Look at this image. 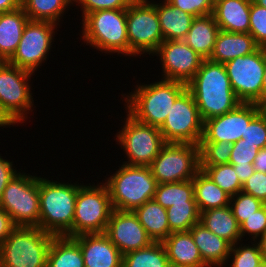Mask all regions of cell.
I'll use <instances>...</instances> for the list:
<instances>
[{
  "instance_id": "obj_1",
  "label": "cell",
  "mask_w": 266,
  "mask_h": 267,
  "mask_svg": "<svg viewBox=\"0 0 266 267\" xmlns=\"http://www.w3.org/2000/svg\"><path fill=\"white\" fill-rule=\"evenodd\" d=\"M203 121L234 110L241 102L231 88L224 64L204 59L187 83Z\"/></svg>"
},
{
  "instance_id": "obj_2",
  "label": "cell",
  "mask_w": 266,
  "mask_h": 267,
  "mask_svg": "<svg viewBox=\"0 0 266 267\" xmlns=\"http://www.w3.org/2000/svg\"><path fill=\"white\" fill-rule=\"evenodd\" d=\"M149 83L140 82L127 95L122 93V101L126 102L125 110L137 121L160 128L187 84L160 78L157 82Z\"/></svg>"
},
{
  "instance_id": "obj_3",
  "label": "cell",
  "mask_w": 266,
  "mask_h": 267,
  "mask_svg": "<svg viewBox=\"0 0 266 267\" xmlns=\"http://www.w3.org/2000/svg\"><path fill=\"white\" fill-rule=\"evenodd\" d=\"M52 179L39 176V228L55 236L73 237L78 182Z\"/></svg>"
},
{
  "instance_id": "obj_4",
  "label": "cell",
  "mask_w": 266,
  "mask_h": 267,
  "mask_svg": "<svg viewBox=\"0 0 266 267\" xmlns=\"http://www.w3.org/2000/svg\"><path fill=\"white\" fill-rule=\"evenodd\" d=\"M80 39L105 54L129 57L127 9L98 10L82 18Z\"/></svg>"
},
{
  "instance_id": "obj_5",
  "label": "cell",
  "mask_w": 266,
  "mask_h": 267,
  "mask_svg": "<svg viewBox=\"0 0 266 267\" xmlns=\"http://www.w3.org/2000/svg\"><path fill=\"white\" fill-rule=\"evenodd\" d=\"M115 173L106 177V184L113 209L134 211L148 200L153 199L157 181L149 166L122 163Z\"/></svg>"
},
{
  "instance_id": "obj_6",
  "label": "cell",
  "mask_w": 266,
  "mask_h": 267,
  "mask_svg": "<svg viewBox=\"0 0 266 267\" xmlns=\"http://www.w3.org/2000/svg\"><path fill=\"white\" fill-rule=\"evenodd\" d=\"M54 236L39 227L16 226L0 245V267H46Z\"/></svg>"
},
{
  "instance_id": "obj_7",
  "label": "cell",
  "mask_w": 266,
  "mask_h": 267,
  "mask_svg": "<svg viewBox=\"0 0 266 267\" xmlns=\"http://www.w3.org/2000/svg\"><path fill=\"white\" fill-rule=\"evenodd\" d=\"M78 183L75 203L73 237L81 234L105 233L114 210L104 182L96 185Z\"/></svg>"
},
{
  "instance_id": "obj_8",
  "label": "cell",
  "mask_w": 266,
  "mask_h": 267,
  "mask_svg": "<svg viewBox=\"0 0 266 267\" xmlns=\"http://www.w3.org/2000/svg\"><path fill=\"white\" fill-rule=\"evenodd\" d=\"M0 207L16 226L39 227V177L23 170L17 172L4 189Z\"/></svg>"
},
{
  "instance_id": "obj_9",
  "label": "cell",
  "mask_w": 266,
  "mask_h": 267,
  "mask_svg": "<svg viewBox=\"0 0 266 267\" xmlns=\"http://www.w3.org/2000/svg\"><path fill=\"white\" fill-rule=\"evenodd\" d=\"M129 57L151 55L164 41L154 0H133L127 7Z\"/></svg>"
},
{
  "instance_id": "obj_10",
  "label": "cell",
  "mask_w": 266,
  "mask_h": 267,
  "mask_svg": "<svg viewBox=\"0 0 266 267\" xmlns=\"http://www.w3.org/2000/svg\"><path fill=\"white\" fill-rule=\"evenodd\" d=\"M32 76L8 61L0 64V108L15 125L25 123L33 111Z\"/></svg>"
},
{
  "instance_id": "obj_11",
  "label": "cell",
  "mask_w": 266,
  "mask_h": 267,
  "mask_svg": "<svg viewBox=\"0 0 266 267\" xmlns=\"http://www.w3.org/2000/svg\"><path fill=\"white\" fill-rule=\"evenodd\" d=\"M121 130L116 133V144L126 154L128 161L122 163L137 166H149L161 148L166 144L157 127L141 123L127 111Z\"/></svg>"
},
{
  "instance_id": "obj_12",
  "label": "cell",
  "mask_w": 266,
  "mask_h": 267,
  "mask_svg": "<svg viewBox=\"0 0 266 267\" xmlns=\"http://www.w3.org/2000/svg\"><path fill=\"white\" fill-rule=\"evenodd\" d=\"M149 167L157 184L192 180L200 170L199 144L166 143Z\"/></svg>"
},
{
  "instance_id": "obj_13",
  "label": "cell",
  "mask_w": 266,
  "mask_h": 267,
  "mask_svg": "<svg viewBox=\"0 0 266 267\" xmlns=\"http://www.w3.org/2000/svg\"><path fill=\"white\" fill-rule=\"evenodd\" d=\"M204 121L191 92L186 88L175 100L159 128L166 143L200 144Z\"/></svg>"
},
{
  "instance_id": "obj_14",
  "label": "cell",
  "mask_w": 266,
  "mask_h": 267,
  "mask_svg": "<svg viewBox=\"0 0 266 267\" xmlns=\"http://www.w3.org/2000/svg\"><path fill=\"white\" fill-rule=\"evenodd\" d=\"M231 88L241 103L262 106L265 51L259 47L253 53L236 57L224 64Z\"/></svg>"
},
{
  "instance_id": "obj_15",
  "label": "cell",
  "mask_w": 266,
  "mask_h": 267,
  "mask_svg": "<svg viewBox=\"0 0 266 267\" xmlns=\"http://www.w3.org/2000/svg\"><path fill=\"white\" fill-rule=\"evenodd\" d=\"M49 21L29 20L23 30L16 52L8 60L12 65L35 74L47 62L58 27Z\"/></svg>"
},
{
  "instance_id": "obj_16",
  "label": "cell",
  "mask_w": 266,
  "mask_h": 267,
  "mask_svg": "<svg viewBox=\"0 0 266 267\" xmlns=\"http://www.w3.org/2000/svg\"><path fill=\"white\" fill-rule=\"evenodd\" d=\"M151 56L160 60L161 79L185 84L197 73L204 60L183 40L163 41Z\"/></svg>"
},
{
  "instance_id": "obj_17",
  "label": "cell",
  "mask_w": 266,
  "mask_h": 267,
  "mask_svg": "<svg viewBox=\"0 0 266 267\" xmlns=\"http://www.w3.org/2000/svg\"><path fill=\"white\" fill-rule=\"evenodd\" d=\"M264 107L240 103L234 110L204 121L200 142L225 141L234 144L245 135L246 126Z\"/></svg>"
},
{
  "instance_id": "obj_18",
  "label": "cell",
  "mask_w": 266,
  "mask_h": 267,
  "mask_svg": "<svg viewBox=\"0 0 266 267\" xmlns=\"http://www.w3.org/2000/svg\"><path fill=\"white\" fill-rule=\"evenodd\" d=\"M105 234L122 255L147 247L153 242L133 211L114 209Z\"/></svg>"
},
{
  "instance_id": "obj_19",
  "label": "cell",
  "mask_w": 266,
  "mask_h": 267,
  "mask_svg": "<svg viewBox=\"0 0 266 267\" xmlns=\"http://www.w3.org/2000/svg\"><path fill=\"white\" fill-rule=\"evenodd\" d=\"M80 245L85 267H122L123 255L105 233L73 237Z\"/></svg>"
},
{
  "instance_id": "obj_20",
  "label": "cell",
  "mask_w": 266,
  "mask_h": 267,
  "mask_svg": "<svg viewBox=\"0 0 266 267\" xmlns=\"http://www.w3.org/2000/svg\"><path fill=\"white\" fill-rule=\"evenodd\" d=\"M203 261L209 267H224L232 245L208 230L200 222L189 229Z\"/></svg>"
},
{
  "instance_id": "obj_21",
  "label": "cell",
  "mask_w": 266,
  "mask_h": 267,
  "mask_svg": "<svg viewBox=\"0 0 266 267\" xmlns=\"http://www.w3.org/2000/svg\"><path fill=\"white\" fill-rule=\"evenodd\" d=\"M162 244L171 267H209L203 261L190 231L172 232Z\"/></svg>"
},
{
  "instance_id": "obj_22",
  "label": "cell",
  "mask_w": 266,
  "mask_h": 267,
  "mask_svg": "<svg viewBox=\"0 0 266 267\" xmlns=\"http://www.w3.org/2000/svg\"><path fill=\"white\" fill-rule=\"evenodd\" d=\"M251 0H220L212 15L221 31L249 33Z\"/></svg>"
},
{
  "instance_id": "obj_23",
  "label": "cell",
  "mask_w": 266,
  "mask_h": 267,
  "mask_svg": "<svg viewBox=\"0 0 266 267\" xmlns=\"http://www.w3.org/2000/svg\"><path fill=\"white\" fill-rule=\"evenodd\" d=\"M259 46L249 33L219 31L209 60L225 64L236 57L246 56Z\"/></svg>"
},
{
  "instance_id": "obj_24",
  "label": "cell",
  "mask_w": 266,
  "mask_h": 267,
  "mask_svg": "<svg viewBox=\"0 0 266 267\" xmlns=\"http://www.w3.org/2000/svg\"><path fill=\"white\" fill-rule=\"evenodd\" d=\"M29 20L22 7L0 13V55L6 61L16 52L23 30Z\"/></svg>"
},
{
  "instance_id": "obj_25",
  "label": "cell",
  "mask_w": 266,
  "mask_h": 267,
  "mask_svg": "<svg viewBox=\"0 0 266 267\" xmlns=\"http://www.w3.org/2000/svg\"><path fill=\"white\" fill-rule=\"evenodd\" d=\"M219 31L220 29L212 14L195 17L183 41L203 59H209Z\"/></svg>"
},
{
  "instance_id": "obj_26",
  "label": "cell",
  "mask_w": 266,
  "mask_h": 267,
  "mask_svg": "<svg viewBox=\"0 0 266 267\" xmlns=\"http://www.w3.org/2000/svg\"><path fill=\"white\" fill-rule=\"evenodd\" d=\"M158 1H156V11L164 41L183 40L187 36L195 17L173 7L166 0Z\"/></svg>"
},
{
  "instance_id": "obj_27",
  "label": "cell",
  "mask_w": 266,
  "mask_h": 267,
  "mask_svg": "<svg viewBox=\"0 0 266 267\" xmlns=\"http://www.w3.org/2000/svg\"><path fill=\"white\" fill-rule=\"evenodd\" d=\"M200 223L231 245L244 240L241 238L240 225L229 205L200 212Z\"/></svg>"
},
{
  "instance_id": "obj_28",
  "label": "cell",
  "mask_w": 266,
  "mask_h": 267,
  "mask_svg": "<svg viewBox=\"0 0 266 267\" xmlns=\"http://www.w3.org/2000/svg\"><path fill=\"white\" fill-rule=\"evenodd\" d=\"M153 242H163L170 234L167 211L154 199L133 211Z\"/></svg>"
},
{
  "instance_id": "obj_29",
  "label": "cell",
  "mask_w": 266,
  "mask_h": 267,
  "mask_svg": "<svg viewBox=\"0 0 266 267\" xmlns=\"http://www.w3.org/2000/svg\"><path fill=\"white\" fill-rule=\"evenodd\" d=\"M46 267H85L79 243L73 237L54 236Z\"/></svg>"
},
{
  "instance_id": "obj_30",
  "label": "cell",
  "mask_w": 266,
  "mask_h": 267,
  "mask_svg": "<svg viewBox=\"0 0 266 267\" xmlns=\"http://www.w3.org/2000/svg\"><path fill=\"white\" fill-rule=\"evenodd\" d=\"M194 198L199 212L228 206L231 196L215 184L202 170L193 178Z\"/></svg>"
},
{
  "instance_id": "obj_31",
  "label": "cell",
  "mask_w": 266,
  "mask_h": 267,
  "mask_svg": "<svg viewBox=\"0 0 266 267\" xmlns=\"http://www.w3.org/2000/svg\"><path fill=\"white\" fill-rule=\"evenodd\" d=\"M70 5H75L74 0H21V7L30 20L49 21L57 25H60L61 19L64 21L62 17Z\"/></svg>"
},
{
  "instance_id": "obj_32",
  "label": "cell",
  "mask_w": 266,
  "mask_h": 267,
  "mask_svg": "<svg viewBox=\"0 0 266 267\" xmlns=\"http://www.w3.org/2000/svg\"><path fill=\"white\" fill-rule=\"evenodd\" d=\"M122 267H171L162 242L123 255Z\"/></svg>"
},
{
  "instance_id": "obj_33",
  "label": "cell",
  "mask_w": 266,
  "mask_h": 267,
  "mask_svg": "<svg viewBox=\"0 0 266 267\" xmlns=\"http://www.w3.org/2000/svg\"><path fill=\"white\" fill-rule=\"evenodd\" d=\"M153 199L165 209L174 204L195 201L193 179L181 182L157 184Z\"/></svg>"
},
{
  "instance_id": "obj_34",
  "label": "cell",
  "mask_w": 266,
  "mask_h": 267,
  "mask_svg": "<svg viewBox=\"0 0 266 267\" xmlns=\"http://www.w3.org/2000/svg\"><path fill=\"white\" fill-rule=\"evenodd\" d=\"M167 220L172 232L189 231V229L200 222V212L196 201L174 204L166 209Z\"/></svg>"
},
{
  "instance_id": "obj_35",
  "label": "cell",
  "mask_w": 266,
  "mask_h": 267,
  "mask_svg": "<svg viewBox=\"0 0 266 267\" xmlns=\"http://www.w3.org/2000/svg\"><path fill=\"white\" fill-rule=\"evenodd\" d=\"M200 170L230 196L242 191L243 184L239 181L233 165L200 166Z\"/></svg>"
},
{
  "instance_id": "obj_36",
  "label": "cell",
  "mask_w": 266,
  "mask_h": 267,
  "mask_svg": "<svg viewBox=\"0 0 266 267\" xmlns=\"http://www.w3.org/2000/svg\"><path fill=\"white\" fill-rule=\"evenodd\" d=\"M250 242L244 245L242 241H240L232 245L228 260L224 266L255 267L263 258L258 243L256 241Z\"/></svg>"
},
{
  "instance_id": "obj_37",
  "label": "cell",
  "mask_w": 266,
  "mask_h": 267,
  "mask_svg": "<svg viewBox=\"0 0 266 267\" xmlns=\"http://www.w3.org/2000/svg\"><path fill=\"white\" fill-rule=\"evenodd\" d=\"M232 144L228 142H200V166L229 164Z\"/></svg>"
},
{
  "instance_id": "obj_38",
  "label": "cell",
  "mask_w": 266,
  "mask_h": 267,
  "mask_svg": "<svg viewBox=\"0 0 266 267\" xmlns=\"http://www.w3.org/2000/svg\"><path fill=\"white\" fill-rule=\"evenodd\" d=\"M263 205L264 203L261 200L242 191L231 196L229 203L232 213L239 225L247 218L251 217L255 211L259 210Z\"/></svg>"
},
{
  "instance_id": "obj_39",
  "label": "cell",
  "mask_w": 266,
  "mask_h": 267,
  "mask_svg": "<svg viewBox=\"0 0 266 267\" xmlns=\"http://www.w3.org/2000/svg\"><path fill=\"white\" fill-rule=\"evenodd\" d=\"M249 34L259 47L266 45V8L251 0Z\"/></svg>"
},
{
  "instance_id": "obj_40",
  "label": "cell",
  "mask_w": 266,
  "mask_h": 267,
  "mask_svg": "<svg viewBox=\"0 0 266 267\" xmlns=\"http://www.w3.org/2000/svg\"><path fill=\"white\" fill-rule=\"evenodd\" d=\"M240 233L241 238L249 236L245 241L249 240L250 237L251 241H257L266 233V204L240 225Z\"/></svg>"
},
{
  "instance_id": "obj_41",
  "label": "cell",
  "mask_w": 266,
  "mask_h": 267,
  "mask_svg": "<svg viewBox=\"0 0 266 267\" xmlns=\"http://www.w3.org/2000/svg\"><path fill=\"white\" fill-rule=\"evenodd\" d=\"M245 142L255 144L259 149L266 147V108L264 107L246 126Z\"/></svg>"
},
{
  "instance_id": "obj_42",
  "label": "cell",
  "mask_w": 266,
  "mask_h": 267,
  "mask_svg": "<svg viewBox=\"0 0 266 267\" xmlns=\"http://www.w3.org/2000/svg\"><path fill=\"white\" fill-rule=\"evenodd\" d=\"M133 0H74L82 11V18L98 10L127 9Z\"/></svg>"
},
{
  "instance_id": "obj_43",
  "label": "cell",
  "mask_w": 266,
  "mask_h": 267,
  "mask_svg": "<svg viewBox=\"0 0 266 267\" xmlns=\"http://www.w3.org/2000/svg\"><path fill=\"white\" fill-rule=\"evenodd\" d=\"M258 151L259 148L255 144L240 139L232 144L229 164L247 165V163H253Z\"/></svg>"
},
{
  "instance_id": "obj_44",
  "label": "cell",
  "mask_w": 266,
  "mask_h": 267,
  "mask_svg": "<svg viewBox=\"0 0 266 267\" xmlns=\"http://www.w3.org/2000/svg\"><path fill=\"white\" fill-rule=\"evenodd\" d=\"M173 7L191 14L194 17L210 15L213 12L212 0H166Z\"/></svg>"
},
{
  "instance_id": "obj_45",
  "label": "cell",
  "mask_w": 266,
  "mask_h": 267,
  "mask_svg": "<svg viewBox=\"0 0 266 267\" xmlns=\"http://www.w3.org/2000/svg\"><path fill=\"white\" fill-rule=\"evenodd\" d=\"M242 192L266 204V173L255 171L242 186Z\"/></svg>"
},
{
  "instance_id": "obj_46",
  "label": "cell",
  "mask_w": 266,
  "mask_h": 267,
  "mask_svg": "<svg viewBox=\"0 0 266 267\" xmlns=\"http://www.w3.org/2000/svg\"><path fill=\"white\" fill-rule=\"evenodd\" d=\"M1 155L2 154H0V199L8 182L17 172H19L15 168V164H13L14 162L7 160V158L3 159Z\"/></svg>"
},
{
  "instance_id": "obj_47",
  "label": "cell",
  "mask_w": 266,
  "mask_h": 267,
  "mask_svg": "<svg viewBox=\"0 0 266 267\" xmlns=\"http://www.w3.org/2000/svg\"><path fill=\"white\" fill-rule=\"evenodd\" d=\"M15 227L16 225L11 216L0 207V245L6 240Z\"/></svg>"
},
{
  "instance_id": "obj_48",
  "label": "cell",
  "mask_w": 266,
  "mask_h": 267,
  "mask_svg": "<svg viewBox=\"0 0 266 267\" xmlns=\"http://www.w3.org/2000/svg\"><path fill=\"white\" fill-rule=\"evenodd\" d=\"M235 169V173L239 181L243 184L254 172L253 163H247V165L231 164Z\"/></svg>"
},
{
  "instance_id": "obj_49",
  "label": "cell",
  "mask_w": 266,
  "mask_h": 267,
  "mask_svg": "<svg viewBox=\"0 0 266 267\" xmlns=\"http://www.w3.org/2000/svg\"><path fill=\"white\" fill-rule=\"evenodd\" d=\"M255 171L266 173V147L259 149L253 161Z\"/></svg>"
},
{
  "instance_id": "obj_50",
  "label": "cell",
  "mask_w": 266,
  "mask_h": 267,
  "mask_svg": "<svg viewBox=\"0 0 266 267\" xmlns=\"http://www.w3.org/2000/svg\"><path fill=\"white\" fill-rule=\"evenodd\" d=\"M21 7V0H0V13L10 12Z\"/></svg>"
},
{
  "instance_id": "obj_51",
  "label": "cell",
  "mask_w": 266,
  "mask_h": 267,
  "mask_svg": "<svg viewBox=\"0 0 266 267\" xmlns=\"http://www.w3.org/2000/svg\"><path fill=\"white\" fill-rule=\"evenodd\" d=\"M11 125L15 126V124L5 115V113L0 108V128H10Z\"/></svg>"
},
{
  "instance_id": "obj_52",
  "label": "cell",
  "mask_w": 266,
  "mask_h": 267,
  "mask_svg": "<svg viewBox=\"0 0 266 267\" xmlns=\"http://www.w3.org/2000/svg\"><path fill=\"white\" fill-rule=\"evenodd\" d=\"M260 247L262 258L266 260V233L256 241Z\"/></svg>"
},
{
  "instance_id": "obj_53",
  "label": "cell",
  "mask_w": 266,
  "mask_h": 267,
  "mask_svg": "<svg viewBox=\"0 0 266 267\" xmlns=\"http://www.w3.org/2000/svg\"><path fill=\"white\" fill-rule=\"evenodd\" d=\"M262 107H266V54H265V67L263 73Z\"/></svg>"
},
{
  "instance_id": "obj_54",
  "label": "cell",
  "mask_w": 266,
  "mask_h": 267,
  "mask_svg": "<svg viewBox=\"0 0 266 267\" xmlns=\"http://www.w3.org/2000/svg\"><path fill=\"white\" fill-rule=\"evenodd\" d=\"M257 5L266 8V0H253Z\"/></svg>"
},
{
  "instance_id": "obj_55",
  "label": "cell",
  "mask_w": 266,
  "mask_h": 267,
  "mask_svg": "<svg viewBox=\"0 0 266 267\" xmlns=\"http://www.w3.org/2000/svg\"><path fill=\"white\" fill-rule=\"evenodd\" d=\"M255 267H266V260L262 259Z\"/></svg>"
},
{
  "instance_id": "obj_56",
  "label": "cell",
  "mask_w": 266,
  "mask_h": 267,
  "mask_svg": "<svg viewBox=\"0 0 266 267\" xmlns=\"http://www.w3.org/2000/svg\"><path fill=\"white\" fill-rule=\"evenodd\" d=\"M6 62V60L0 55V64Z\"/></svg>"
},
{
  "instance_id": "obj_57",
  "label": "cell",
  "mask_w": 266,
  "mask_h": 267,
  "mask_svg": "<svg viewBox=\"0 0 266 267\" xmlns=\"http://www.w3.org/2000/svg\"><path fill=\"white\" fill-rule=\"evenodd\" d=\"M218 1H220V0H212L213 4H215V3L218 2Z\"/></svg>"
},
{
  "instance_id": "obj_58",
  "label": "cell",
  "mask_w": 266,
  "mask_h": 267,
  "mask_svg": "<svg viewBox=\"0 0 266 267\" xmlns=\"http://www.w3.org/2000/svg\"><path fill=\"white\" fill-rule=\"evenodd\" d=\"M264 51H265V54H266V45L263 47Z\"/></svg>"
}]
</instances>
